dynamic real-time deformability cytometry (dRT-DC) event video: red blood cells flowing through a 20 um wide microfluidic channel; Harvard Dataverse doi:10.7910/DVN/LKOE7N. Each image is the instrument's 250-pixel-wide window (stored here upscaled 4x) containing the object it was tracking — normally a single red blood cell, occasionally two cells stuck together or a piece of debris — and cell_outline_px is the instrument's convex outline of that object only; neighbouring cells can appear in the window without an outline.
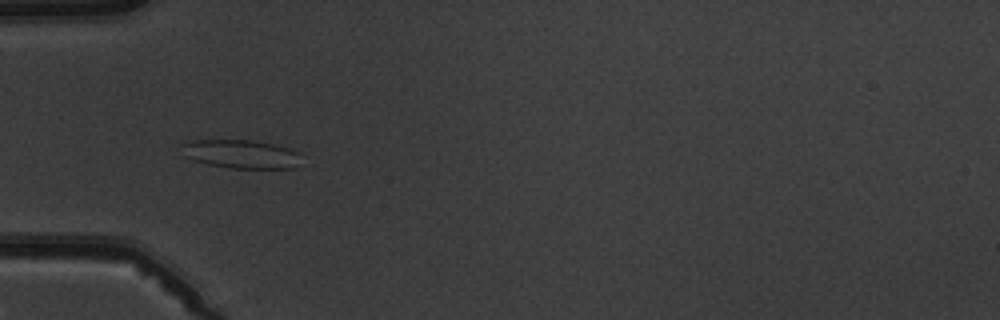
{"species": "common noctule bat (a hibernating species)", "species_latin": "Nyctalus noctula", "temperature_condition": "warm", "stored_images_in_passage": 10, "camera_frame_rate_fps": 3000, "um_per_image_px": 0.085, "animal": {"sex": "male", "body_mass_g": 19.5, "forearm_length_mm": 54.6}, "frame": {"image": 1, "passage_image": 6, "time_ms": 5.667, "image_size_px": [1000, 320], "cell_outline_px": [[296, 152], [292, 168], [228, 168], [208, 164], [184, 156], [184, 144], [192, 140], [252, 140], [272, 144], [288, 148]], "centroid_in_image_um": [20.39, 13.08], "position_along_channel_um": 64.6, "area_um2": 19.07}}
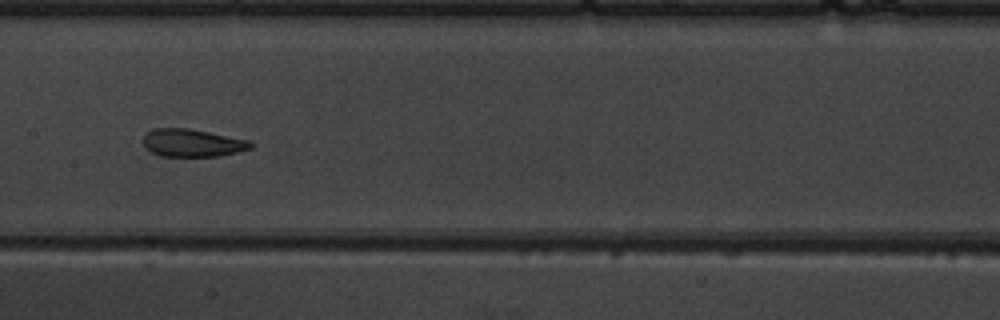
{"frame": {"image": 2, "passage_image": 9, "time_ms": 9.0, "image_size_px": [1000, 320], "cell_outline_px": [[256, 144], [252, 148], [220, 156], [160, 156], [144, 148], [144, 136], [152, 128], [188, 128], [252, 140]], "centroid_in_image_um": [16.39, 12.14], "position_along_channel_um": 191.0, "area_um2": 17.57}}
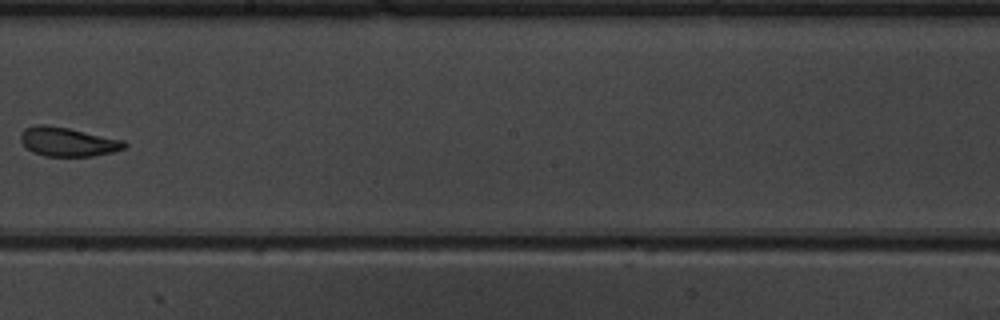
{"frame": {"image": 3, "passage_image": 10, "time_ms": 10.333, "image_size_px": [1000, 320], "cell_outline_px": [[128, 144], [124, 148], [112, 152], [92, 156], [44, 156], [32, 152], [20, 140], [20, 132], [24, 128], [36, 124], [44, 124], [68, 128], [124, 140]], "centroid_in_image_um": [5.73, 12.04], "position_along_channel_um": 242.5, "area_um2": 17.57}}